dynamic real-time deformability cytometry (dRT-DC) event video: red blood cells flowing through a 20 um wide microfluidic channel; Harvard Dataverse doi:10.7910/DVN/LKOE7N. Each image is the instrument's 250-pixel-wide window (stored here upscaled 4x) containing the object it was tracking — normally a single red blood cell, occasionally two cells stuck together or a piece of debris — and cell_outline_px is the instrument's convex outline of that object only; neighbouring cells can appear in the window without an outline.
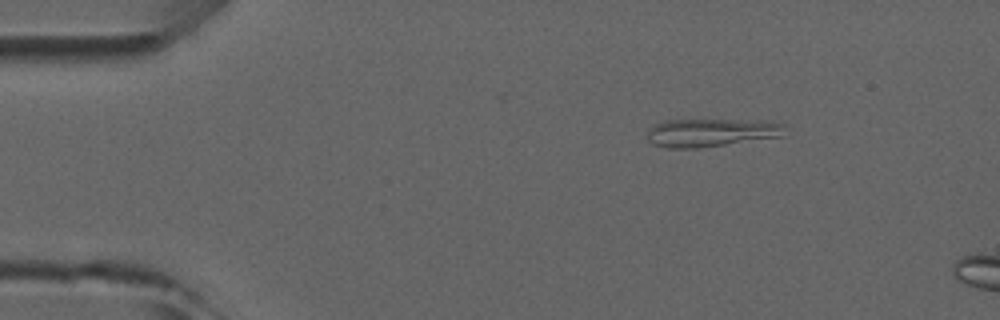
{"species": "common noctule bat (a hibernating species)", "species_latin": "Nyctalus noctula", "temperature_condition": "room temperature", "stored_images_in_passage": 6, "camera_frame_rate_fps": 3000, "um_per_image_px": 0.085, "animal": {"sex": "male", "forearm_length_mm": 52.5}, "frame": {"image": 1, "passage_image": 6, "time_ms": 5.333, "image_size_px": [1000, 320], "cell_outline_px": [[784, 136], [700, 148], [668, 148], [652, 144], [648, 140], [648, 128], [664, 120], [768, 120], [784, 124]], "centroid_in_image_um": [60.46, 11.27], "position_along_channel_um": 24.5, "area_um2": 22.77}}